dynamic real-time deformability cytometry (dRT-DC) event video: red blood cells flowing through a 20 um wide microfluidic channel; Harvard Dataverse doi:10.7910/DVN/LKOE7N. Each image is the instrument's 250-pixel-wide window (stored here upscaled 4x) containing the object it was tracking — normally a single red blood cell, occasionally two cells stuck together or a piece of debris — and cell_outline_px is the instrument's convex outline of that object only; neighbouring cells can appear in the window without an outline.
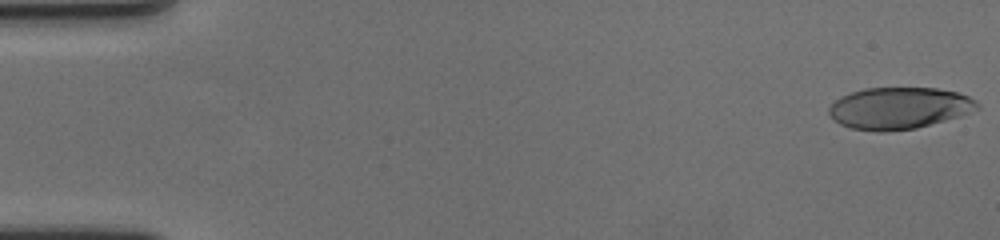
{"species": "human", "species_latin": "Homo sapiens", "temperature_condition": "cold", "stored_images_in_passage": 59, "camera_frame_rate_fps": 3000, "um_per_image_px": 0.085, "donor": {"sex": "female"}, "frame": {"image": 1, "passage_image": 1, "time_ms": 0.0, "image_size_px": [1000, 240], "cell_outline_px": [[980, 108], [960, 116], [916, 128], [884, 132], [876, 132], [852, 128], [840, 124], [828, 112], [828, 108], [840, 96], [848, 92], [864, 88], [936, 88], [956, 92], [968, 96], [976, 100], [980, 104]], "centroid_in_image_um": [76.42, 9.19], "position_along_channel_um": 8.6, "area_um2": 36.13}}
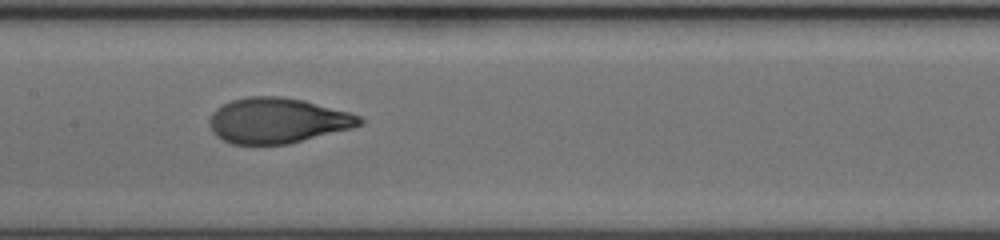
{"frame": {"image": 2, "passage_image": 30, "time_ms": 9.667, "image_size_px": [1000, 240], "cell_outline_px": [[364, 124], [352, 128], [288, 144], [232, 144], [216, 136], [212, 132], [208, 124], [208, 120], [212, 112], [216, 108], [232, 100], [248, 96], [280, 96], [304, 100], [348, 112], [360, 116], [364, 120]], "centroid_in_image_um": [23.57, 10.25], "position_along_channel_um": 183.8, "area_um2": 39.77}}
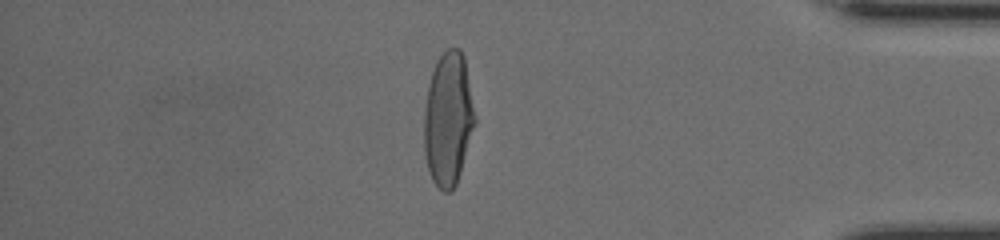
{"frame": {"image": 3, "passage_image": 51, "time_ms": 16.667, "image_size_px": [1000, 240], "cell_outline_px": [[476, 124], [456, 184], [452, 192], [444, 192], [432, 180], [428, 168], [424, 152], [424, 112], [428, 84], [432, 72], [440, 56], [448, 48], [460, 48], [464, 56], [476, 116]], "centroid_in_image_um": [38.11, 10.12], "position_along_channel_um": 397.1, "area_um2": 39.65}, "authors_computed_cell_mechanics": {"area_um2": 39.6508, "velocity_mm_per_s": 3.5174, "shape_relaxation_time_tau1_ms": 5.1778, "shape_relaxation_time_tau2_ms": null, "deformation_change_tau1": 0.247, "deformation_change_tau2": null}}